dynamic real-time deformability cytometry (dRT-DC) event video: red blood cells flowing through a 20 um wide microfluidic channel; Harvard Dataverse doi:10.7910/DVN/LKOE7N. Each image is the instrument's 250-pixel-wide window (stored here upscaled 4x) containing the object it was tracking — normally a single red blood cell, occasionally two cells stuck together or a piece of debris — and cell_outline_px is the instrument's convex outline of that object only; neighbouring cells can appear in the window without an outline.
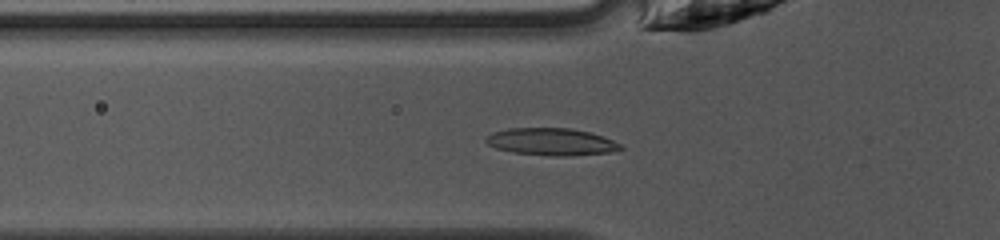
{"species": "common noctule bat (a hibernating species)", "species_latin": "Nyctalus noctula", "temperature_condition": "warm", "stored_images_in_passage": 35, "camera_frame_rate_fps": 3000, "um_per_image_px": 0.085, "animal": {"sex": "female", "body_mass_g": 10.0, "forearm_length_mm": 53.1}, "frame": {"image": 1, "passage_image": 4, "time_ms": 1.0, "image_size_px": [1000, 240], "cell_outline_px": [[624, 148], [616, 152], [564, 156], [552, 156], [512, 152], [496, 148], [488, 144], [484, 140], [484, 136], [492, 132], [508, 128], [568, 128], [588, 132], [604, 136], [620, 144]], "centroid_in_image_um": [46.85, 12.05], "position_along_channel_um": 78.9, "area_um2": 21.5}}
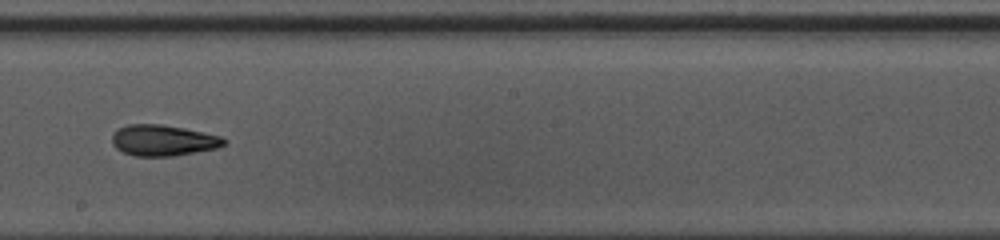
{"frame": {"image": 2, "passage_image": 15, "time_ms": 4.667, "image_size_px": [1000, 240], "cell_outline_px": [[228, 140], [224, 144], [216, 148], [196, 152], [172, 156], [136, 156], [124, 152], [116, 148], [112, 144], [112, 136], [120, 128], [128, 124], [160, 124], [184, 128], [204, 132], [220, 136]], "centroid_in_image_um": [13.88, 11.93], "position_along_channel_um": 234.3, "area_um2": 20.06}}
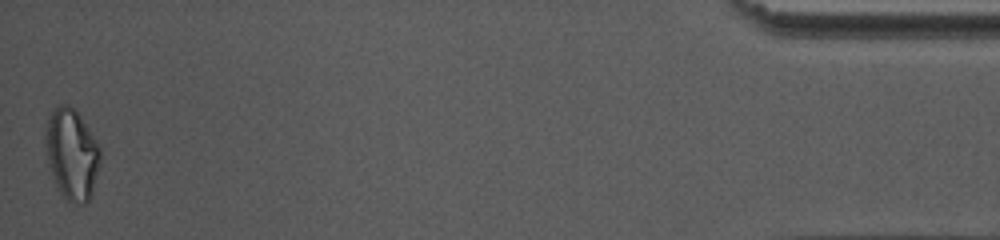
{"frame": {"image": 3, "passage_image": 35, "time_ms": 11.333, "image_size_px": [1000, 240], "cell_outline_px": [[100, 164], [92, 192], [88, 200], [84, 204], [80, 204], [68, 200], [60, 192], [56, 184], [48, 160], [44, 140], [44, 136], [48, 120], [52, 112], [60, 104], [68, 104], [80, 116], [96, 140], [100, 148]], "centroid_in_image_um": [6.11, 13.09], "position_along_channel_um": 429.1, "area_um2": 28.44}, "authors_computed_cell_mechanics": {"area_um2": 20.4034, "velocity_mm_per_s": 4.198, "shape_relaxation_time_tau1_ms": 5.8052, "shape_relaxation_time_tau2_ms": 3.1085, "deformation_change_tau1": 0.1782, "deformation_change_tau2": 0.1144}}